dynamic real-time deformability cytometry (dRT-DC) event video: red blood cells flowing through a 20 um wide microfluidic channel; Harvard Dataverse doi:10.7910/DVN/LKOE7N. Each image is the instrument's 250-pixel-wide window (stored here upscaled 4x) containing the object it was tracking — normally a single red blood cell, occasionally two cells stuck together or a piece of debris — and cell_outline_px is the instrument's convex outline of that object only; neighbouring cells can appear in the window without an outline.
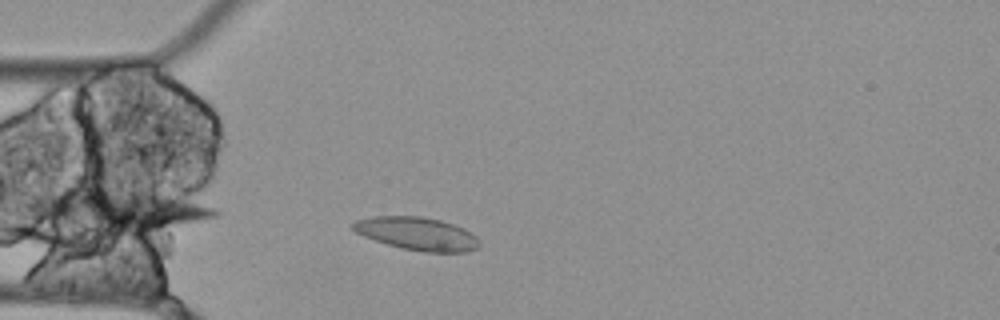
{"species": "Egyptian fruit bat (a non-hibernating species)", "species_latin": "Rousettus aegyptiacus", "temperature_condition": "cold", "stored_images_in_passage": 5, "camera_frame_rate_fps": 3000, "um_per_image_px": 0.085, "animal": {"sex": "female"}, "frame": {"image": 1, "passage_image": 1, "time_ms": 0.0, "image_size_px": [1000, 320], "cell_outline_px": [[480, 244], [476, 248], [464, 252], [424, 252], [404, 248], [388, 244], [364, 236], [356, 232], [352, 228], [352, 224], [356, 220], [376, 216], [420, 216], [440, 220], [464, 228], [476, 236], [480, 240]], "centroid_in_image_um": [35.48, 19.86], "position_along_channel_um": 49.5, "area_um2": 24.04}}
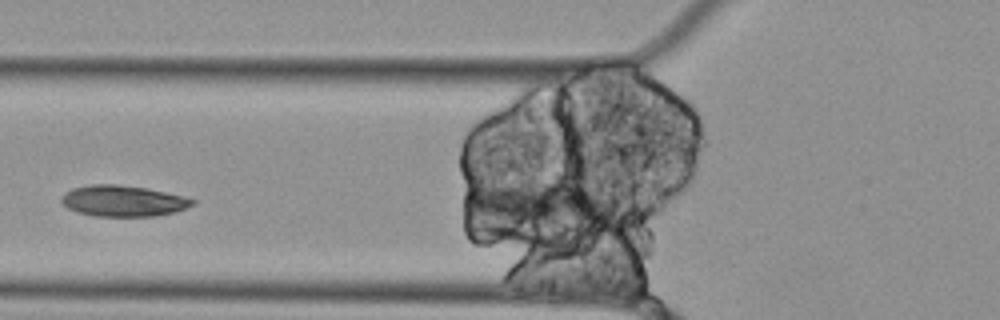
{"frame": {"image": 2, "passage_image": 4, "time_ms": 1.0, "image_size_px": [1000, 320], "cell_outline_px": [[196, 204], [172, 212], [156, 216], [92, 216], [76, 212], [68, 208], [60, 200], [64, 192], [72, 188], [92, 184], [116, 184], [144, 188], [184, 196], [196, 200]], "centroid_in_image_um": [10.43, 17.08], "position_along_channel_um": 115.4, "area_um2": 23.64}}